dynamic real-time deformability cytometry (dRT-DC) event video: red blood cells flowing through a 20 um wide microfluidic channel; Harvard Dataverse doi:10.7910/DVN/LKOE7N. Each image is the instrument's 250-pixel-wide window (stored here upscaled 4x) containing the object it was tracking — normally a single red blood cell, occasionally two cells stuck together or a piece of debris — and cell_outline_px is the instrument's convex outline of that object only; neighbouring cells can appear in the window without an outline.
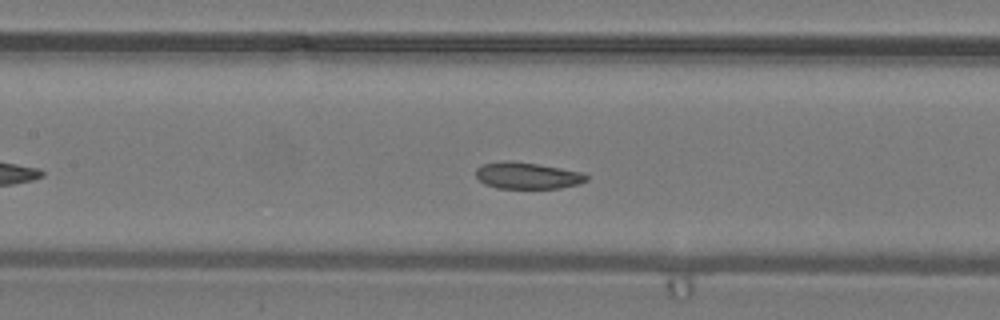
{"species": "common noctule bat (a hibernating species)", "species_latin": "Nyctalus noctula", "temperature_condition": "warm", "stored_images_in_passage": 26, "camera_frame_rate_fps": 3000, "um_per_image_px": 0.085, "animal": {"sex": "male", "body_mass_g": 19.2, "forearm_length_mm": 51.8}, "frame": {"image": 1, "passage_image": 12, "time_ms": 3.667, "image_size_px": [1000, 320], "cell_outline_px": [[588, 180], [580, 184], [560, 188], [496, 188], [484, 184], [476, 176], [476, 168], [484, 164], [504, 160], [512, 160], [560, 168], [580, 172], [588, 176]], "centroid_in_image_um": [44.81, 14.93], "position_along_channel_um": 162.6, "area_um2": 17.11}}
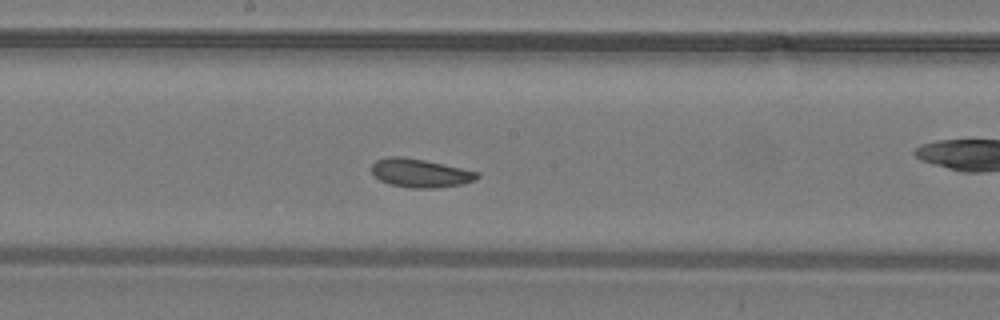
{"frame": {"image": 2, "passage_image": 15, "time_ms": 4.667, "image_size_px": [1000, 320], "cell_outline_px": [[480, 176], [476, 180], [464, 184], [436, 188], [412, 188], [392, 184], [380, 180], [372, 172], [372, 164], [376, 160], [388, 156], [404, 156], [424, 160], [480, 172]], "centroid_in_image_um": [35.75, 14.7], "position_along_channel_um": 212.4, "area_um2": 17.57}}